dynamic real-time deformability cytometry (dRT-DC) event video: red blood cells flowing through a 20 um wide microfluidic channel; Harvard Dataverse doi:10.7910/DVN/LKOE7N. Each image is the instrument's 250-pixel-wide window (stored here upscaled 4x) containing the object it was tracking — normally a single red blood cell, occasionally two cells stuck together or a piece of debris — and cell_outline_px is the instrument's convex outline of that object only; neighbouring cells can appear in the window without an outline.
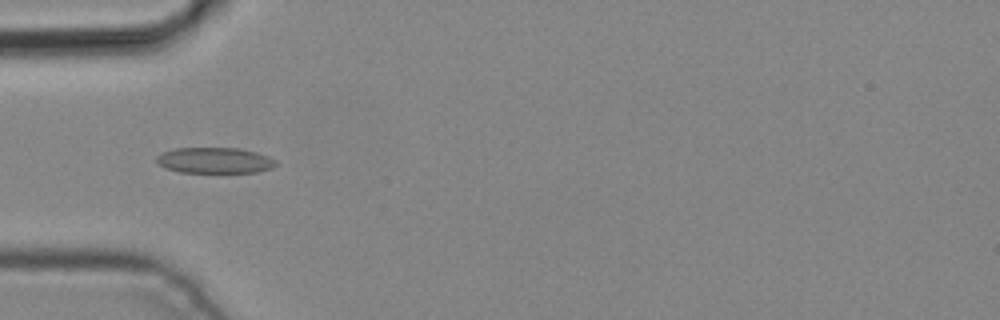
{"species": "common noctule bat (a hibernating species)", "species_latin": "Nyctalus noctula", "temperature_condition": "cold", "stored_images_in_passage": 5, "camera_frame_rate_fps": 3000, "um_per_image_px": 0.085, "animal": {"sex": "male", "body_mass_g": 19.2, "forearm_length_mm": 51.8}, "frame": {"image": 1, "passage_image": 5, "time_ms": 1.333, "image_size_px": [1000, 320], "cell_outline_px": [[280, 164], [272, 168], [256, 172], [180, 172], [164, 168], [156, 160], [156, 156], [160, 152], [176, 148], [240, 148], [256, 152], [268, 156], [276, 160]], "centroid_in_image_um": [18.26, 13.63], "position_along_channel_um": 66.7, "area_um2": 18.09}}